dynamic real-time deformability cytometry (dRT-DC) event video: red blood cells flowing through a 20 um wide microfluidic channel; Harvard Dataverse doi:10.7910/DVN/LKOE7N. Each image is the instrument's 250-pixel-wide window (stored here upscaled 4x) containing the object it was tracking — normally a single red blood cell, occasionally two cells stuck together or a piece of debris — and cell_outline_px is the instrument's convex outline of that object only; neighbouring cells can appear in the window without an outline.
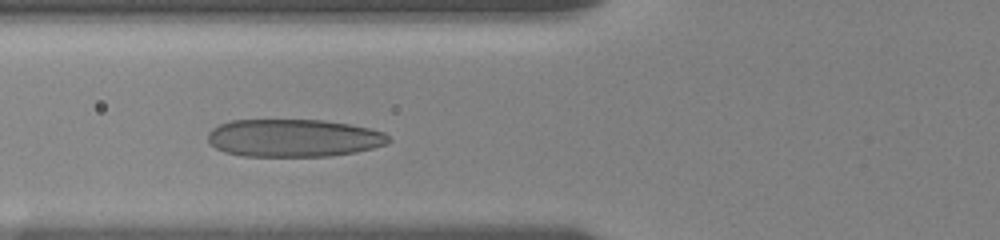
{"species": "human", "species_latin": "Homo sapiens", "temperature_condition": "room temperature", "stored_images_in_passage": 40, "camera_frame_rate_fps": 3000, "um_per_image_px": 0.085, "donor": {"sex": "female"}, "frame": {"image": 1, "passage_image": 13, "time_ms": 4.0, "image_size_px": [1000, 240], "cell_outline_px": [[392, 140], [384, 144], [372, 148], [356, 152], [328, 156], [244, 156], [224, 152], [216, 148], [208, 140], [208, 132], [212, 128], [220, 124], [232, 120], [324, 120], [348, 124], [368, 128], [384, 132]], "centroid_in_image_um": [24.94, 11.73], "position_along_channel_um": 100.9, "area_um2": 39.65}}
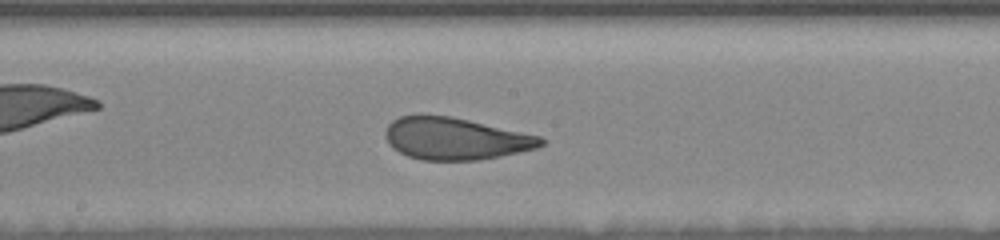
{"frame": {"image": 2, "passage_image": 22, "time_ms": 7.0, "image_size_px": [1000, 240], "cell_outline_px": [[544, 144], [536, 148], [476, 160], [420, 160], [408, 156], [392, 148], [388, 144], [384, 136], [384, 132], [388, 124], [392, 120], [400, 116], [452, 116], [540, 136], [544, 140]], "centroid_in_image_um": [38.65, 11.78], "position_along_channel_um": 209.5, "area_um2": 37.74}}
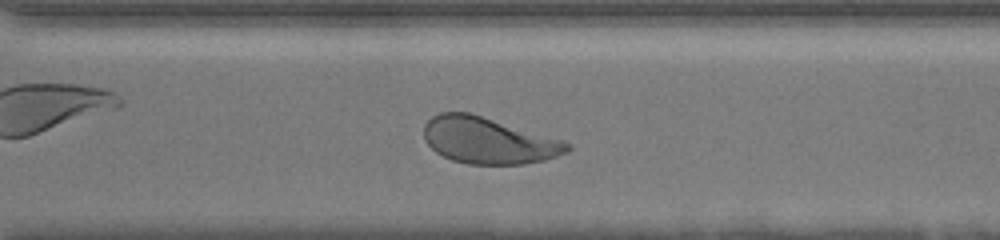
{"frame": {"image": 3, "passage_image": 32, "time_ms": 10.333, "image_size_px": [1000, 240], "cell_outline_px": [[572, 148], [568, 152], [544, 160], [524, 164], [468, 164], [452, 160], [436, 152], [424, 140], [424, 124], [432, 116], [440, 112], [468, 112], [564, 140], [572, 144]], "centroid_in_image_um": [41.52, 11.94], "position_along_channel_um": 329.1, "area_um2": 38.78}, "authors_computed_cell_mechanics": {"area_um2": 39.6219, "velocity_mm_per_s": 3.6117, "shape_relaxation_time_tau1_ms": 3.9182, "shape_relaxation_time_tau2_ms": 0.9341, "deformation_change_tau1": 0.1546, "deformation_change_tau2": 0.0804}}